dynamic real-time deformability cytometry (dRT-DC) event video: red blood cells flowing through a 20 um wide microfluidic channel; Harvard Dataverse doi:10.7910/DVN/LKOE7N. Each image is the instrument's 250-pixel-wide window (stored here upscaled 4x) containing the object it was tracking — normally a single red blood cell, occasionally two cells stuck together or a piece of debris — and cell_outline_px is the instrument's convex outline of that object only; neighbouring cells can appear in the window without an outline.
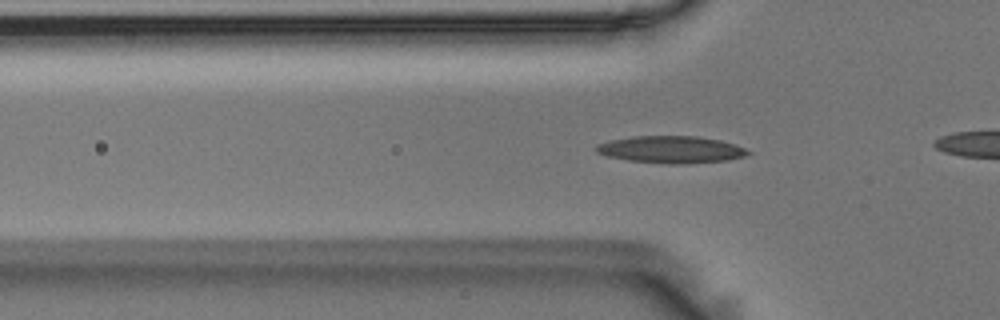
{"species": "Egyptian fruit bat (a non-hibernating species)", "species_latin": "Rousettus aegyptiacus", "temperature_condition": "room temperature", "stored_images_in_passage": 37, "camera_frame_rate_fps": 3000, "um_per_image_px": 0.085, "animal": {"sex": "male"}, "frame": {"image": 1, "passage_image": 10, "time_ms": 3.0, "image_size_px": [1000, 320], "cell_outline_px": [[752, 152], [744, 156], [728, 160], [684, 164], [672, 164], [628, 160], [608, 156], [596, 152], [592, 148], [596, 144], [608, 140], [632, 136], [696, 136], [720, 140], [744, 148]], "centroid_in_image_um": [56.98, 12.7], "position_along_channel_um": 68.8, "area_um2": 23.99}}
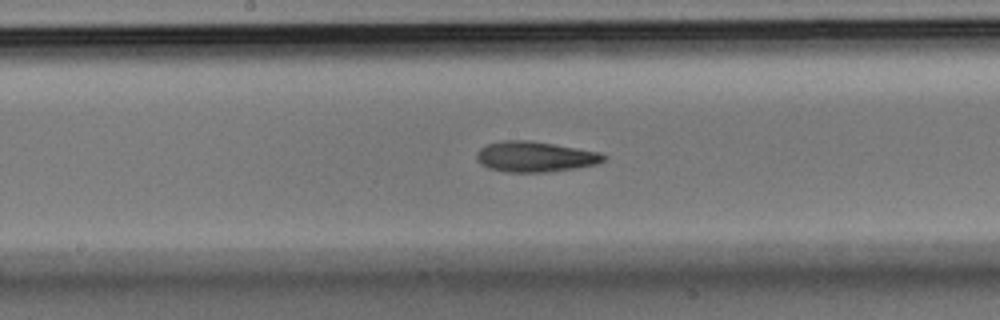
{"frame": {"image": 2, "passage_image": 21, "time_ms": 6.667, "image_size_px": [1000, 320], "cell_outline_px": [[608, 156], [604, 160], [596, 164], [576, 168], [544, 172], [508, 172], [488, 168], [480, 164], [476, 160], [476, 152], [480, 148], [488, 144], [500, 140], [532, 140], [600, 152]], "centroid_in_image_um": [45.46, 13.31], "position_along_channel_um": 202.7, "area_um2": 22.72}}
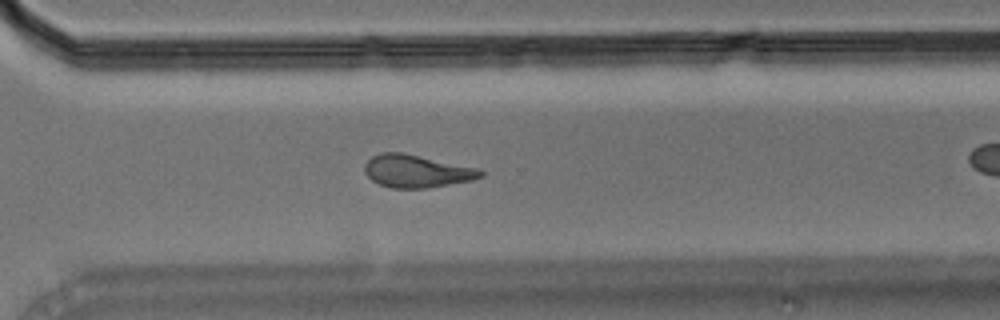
{"frame": {"image": 3, "passage_image": 32, "time_ms": 10.333, "image_size_px": [1000, 320], "cell_outline_px": [[484, 176], [472, 180], [428, 188], [392, 188], [380, 184], [372, 180], [364, 172], [364, 164], [372, 156], [380, 152], [400, 152], [480, 168], [484, 172]], "centroid_in_image_um": [35.42, 14.54], "position_along_channel_um": 335.2, "area_um2": 22.14}}